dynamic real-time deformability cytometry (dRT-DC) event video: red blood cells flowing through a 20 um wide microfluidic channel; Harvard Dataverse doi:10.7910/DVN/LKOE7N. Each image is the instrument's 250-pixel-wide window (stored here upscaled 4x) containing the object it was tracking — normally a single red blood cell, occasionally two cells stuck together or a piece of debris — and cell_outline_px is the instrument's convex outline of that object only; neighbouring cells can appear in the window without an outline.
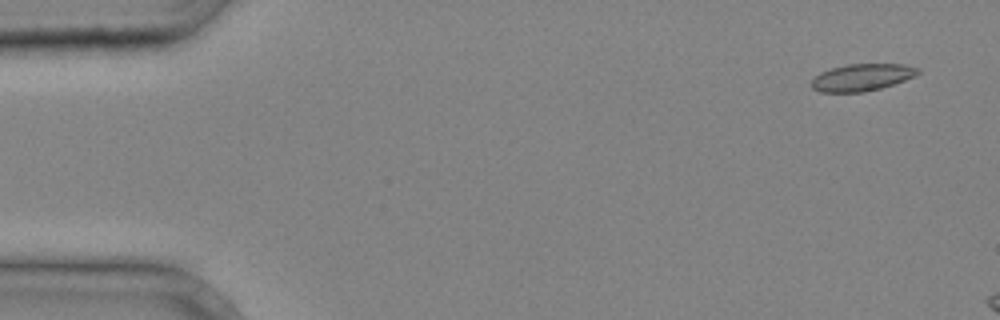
{"species": "common noctule bat (a hibernating species)", "species_latin": "Nyctalus noctula", "temperature_condition": "cold", "stored_images_in_passage": 3, "camera_frame_rate_fps": 3000, "um_per_image_px": 0.085, "animal": {"sex": "male", "body_mass_g": 20.4}, "frame": {"image": 1, "passage_image": 1, "time_ms": 0.0, "image_size_px": [1000, 320], "cell_outline_px": [[920, 72], [916, 76], [880, 88], [864, 92], [820, 92], [812, 88], [812, 80], [820, 72], [832, 68], [848, 64], [904, 64], [920, 68]], "centroid_in_image_um": [73.28, 6.57], "position_along_channel_um": 11.7, "area_um2": 16.7}}